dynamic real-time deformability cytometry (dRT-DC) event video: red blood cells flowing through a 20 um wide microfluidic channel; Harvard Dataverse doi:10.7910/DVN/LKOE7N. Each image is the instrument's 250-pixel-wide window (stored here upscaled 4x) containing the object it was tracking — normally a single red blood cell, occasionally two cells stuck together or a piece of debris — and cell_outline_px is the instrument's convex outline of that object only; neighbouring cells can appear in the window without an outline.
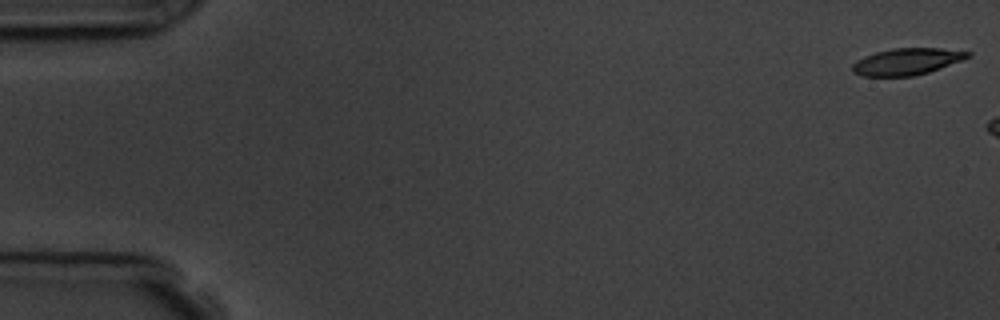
{"species": "common noctule bat (a hibernating species)", "species_latin": "Nyctalus noctula", "temperature_condition": "room temperature", "stored_images_in_passage": 3, "camera_frame_rate_fps": 3000, "um_per_image_px": 0.085, "animal": {"sex": "male", "body_mass_g": 19.5, "forearm_length_mm": 54.6}, "frame": {"image": 1, "passage_image": 1, "time_ms": 0.0, "image_size_px": [1000, 320], "cell_outline_px": [[972, 56], [940, 68], [928, 72], [912, 76], [860, 76], [852, 72], [852, 64], [856, 60], [864, 56], [876, 52], [892, 48], [940, 48], [972, 52]], "centroid_in_image_um": [77.06, 5.23], "position_along_channel_um": 7.9, "area_um2": 17.98}}